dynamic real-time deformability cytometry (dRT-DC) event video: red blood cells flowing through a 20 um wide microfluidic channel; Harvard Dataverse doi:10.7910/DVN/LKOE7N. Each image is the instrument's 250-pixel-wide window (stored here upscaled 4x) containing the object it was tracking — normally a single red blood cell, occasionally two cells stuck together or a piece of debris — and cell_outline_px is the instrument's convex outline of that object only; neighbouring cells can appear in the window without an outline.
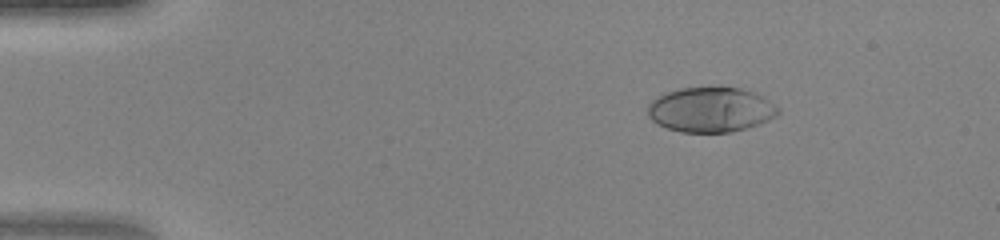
{"species": "human", "species_latin": "Homo sapiens", "temperature_condition": "warm", "stored_images_in_passage": 48, "camera_frame_rate_fps": 3000, "um_per_image_px": 0.085, "donor": {"sex": "female"}, "frame": {"image": 1, "passage_image": 8, "time_ms": 2.333, "image_size_px": [1000, 240], "cell_outline_px": [[780, 112], [776, 116], [760, 124], [732, 132], [680, 132], [656, 124], [648, 116], [648, 104], [652, 100], [668, 92], [680, 88], [740, 88], [756, 92], [780, 108]], "centroid_in_image_um": [60.43, 9.33], "position_along_channel_um": 24.6, "area_um2": 34.04}}
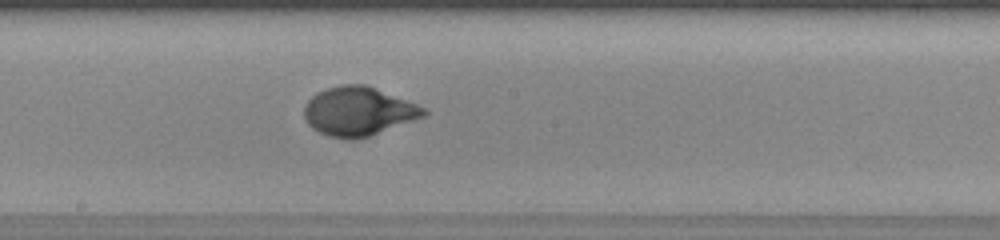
{"frame": {"image": 2, "passage_image": 27, "time_ms": 8.667, "image_size_px": [1000, 240], "cell_outline_px": [[428, 112], [424, 116], [368, 136], [328, 136], [312, 128], [308, 124], [304, 116], [304, 108], [308, 100], [316, 92], [340, 84], [364, 84], [428, 108]], "centroid_in_image_um": [30.46, 9.42], "position_along_channel_um": 217.7, "area_um2": 33.18}}
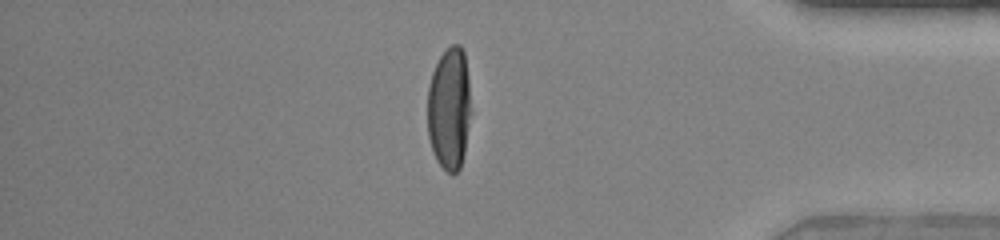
{"frame": {"image": 3, "passage_image": 41, "time_ms": 13.333, "image_size_px": [1000, 240], "cell_outline_px": [[468, 116], [464, 152], [460, 168], [452, 176], [436, 160], [432, 152], [428, 136], [428, 84], [432, 72], [440, 56], [452, 44], [460, 44], [464, 52], [468, 80]], "centroid_in_image_um": [38.14, 9.23], "position_along_channel_um": 397.1, "area_um2": 30.4}}